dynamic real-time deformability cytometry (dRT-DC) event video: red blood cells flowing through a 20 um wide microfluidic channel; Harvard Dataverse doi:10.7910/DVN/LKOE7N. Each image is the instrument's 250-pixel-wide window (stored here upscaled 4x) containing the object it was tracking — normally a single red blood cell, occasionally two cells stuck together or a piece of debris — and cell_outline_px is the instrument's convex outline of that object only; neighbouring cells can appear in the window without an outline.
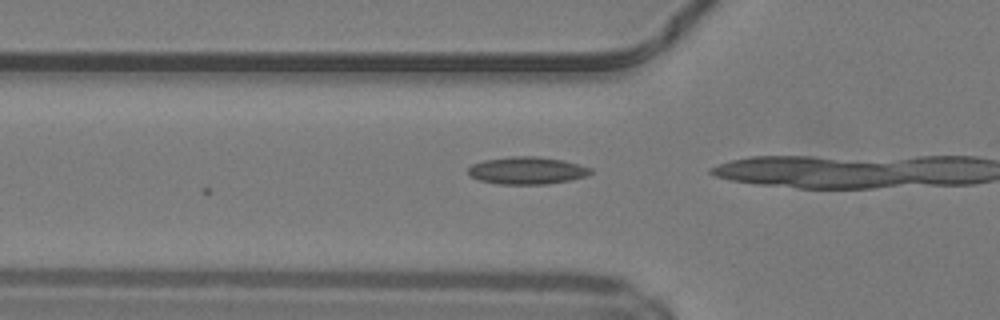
{"species": "common noctule bat (a hibernating species)", "species_latin": "Nyctalus noctula", "temperature_condition": "warm", "stored_images_in_passage": 6, "camera_frame_rate_fps": 3000, "um_per_image_px": 0.085, "animal": {"sex": "male", "body_mass_g": 19.2, "forearm_length_mm": 51.8}, "frame": {"image": 1, "passage_image": 6, "time_ms": 1.667, "image_size_px": [1000, 320], "cell_outline_px": [[592, 172], [588, 176], [548, 184], [500, 184], [480, 180], [472, 176], [468, 172], [468, 168], [472, 164], [484, 160], [512, 156], [536, 156], [564, 160], [592, 168]], "centroid_in_image_um": [44.82, 14.49], "position_along_channel_um": 81.0, "area_um2": 19.48}}